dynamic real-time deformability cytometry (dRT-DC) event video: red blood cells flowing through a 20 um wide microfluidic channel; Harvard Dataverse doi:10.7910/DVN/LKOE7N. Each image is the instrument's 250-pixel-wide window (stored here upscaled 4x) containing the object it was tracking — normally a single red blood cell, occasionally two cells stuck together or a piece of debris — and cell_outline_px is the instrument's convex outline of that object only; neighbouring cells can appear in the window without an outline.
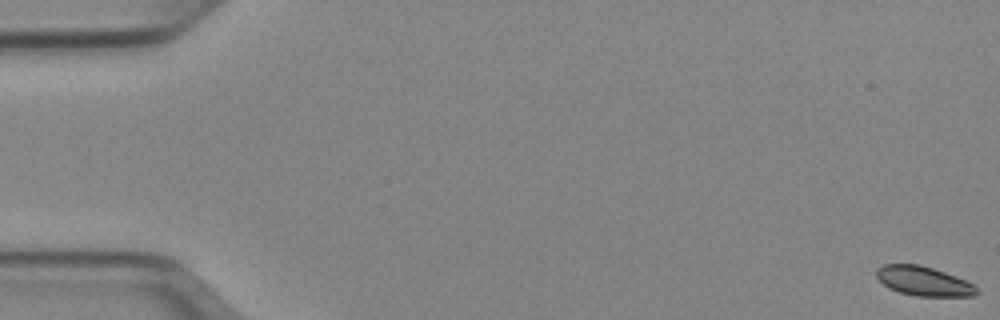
{"species": "Egyptian fruit bat (a non-hibernating species)", "species_latin": "Rousettus aegyptiacus", "temperature_condition": "cold", "stored_images_in_passage": 52, "camera_frame_rate_fps": 3000, "um_per_image_px": 0.085, "animal": {"sex": "female"}, "frame": {"image": 1, "passage_image": 1, "time_ms": 0.0, "image_size_px": [1000, 320], "cell_outline_px": [[980, 292], [972, 296], [916, 296], [900, 292], [888, 288], [876, 276], [876, 268], [884, 264], [920, 264], [956, 276], [976, 284], [980, 288]], "centroid_in_image_um": [78.55, 23.9], "position_along_channel_um": 6.4, "area_um2": 17.34}}
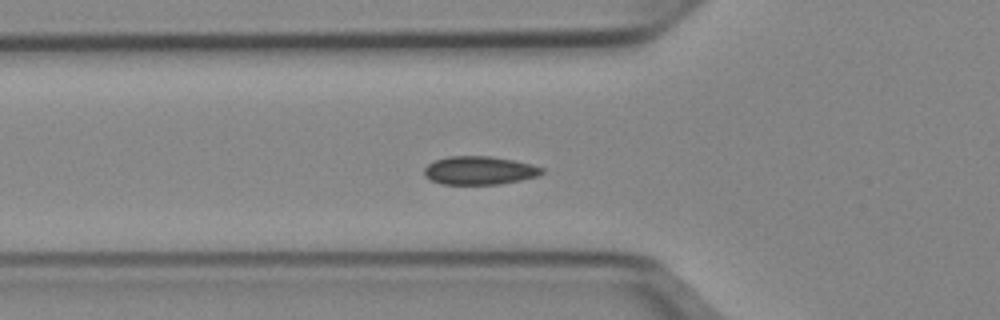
{"frame": {"image": 2, "passage_image": 19, "time_ms": 6.0, "image_size_px": [1000, 320], "cell_outline_px": [[544, 172], [540, 176], [500, 184], [440, 184], [424, 176], [424, 168], [428, 164], [436, 160], [448, 156], [492, 156], [532, 164], [544, 168]], "centroid_in_image_um": [40.77, 14.49], "position_along_channel_um": 85.0, "area_um2": 19.54}}
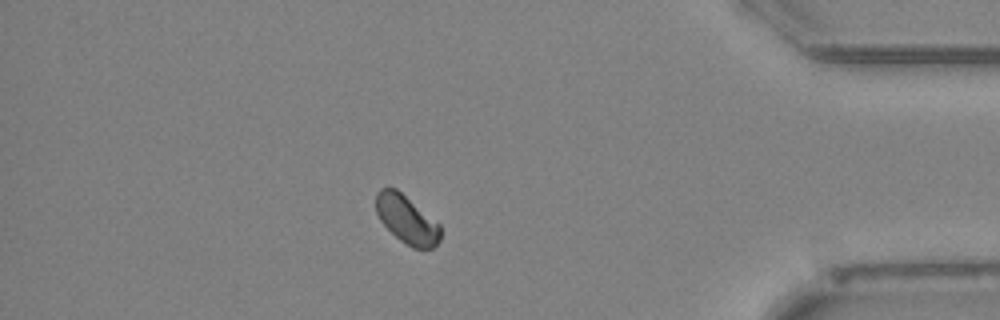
{"frame": {"image": 3, "passage_image": 46, "time_ms": 15.0, "image_size_px": [1000, 320], "cell_outline_px": [[440, 240], [432, 248], [412, 248], [400, 240], [380, 220], [376, 212], [376, 192], [380, 188], [396, 188], [440, 224]], "centroid_in_image_um": [34.57, 18.64], "position_along_channel_um": 400.6, "area_um2": 17.86}}